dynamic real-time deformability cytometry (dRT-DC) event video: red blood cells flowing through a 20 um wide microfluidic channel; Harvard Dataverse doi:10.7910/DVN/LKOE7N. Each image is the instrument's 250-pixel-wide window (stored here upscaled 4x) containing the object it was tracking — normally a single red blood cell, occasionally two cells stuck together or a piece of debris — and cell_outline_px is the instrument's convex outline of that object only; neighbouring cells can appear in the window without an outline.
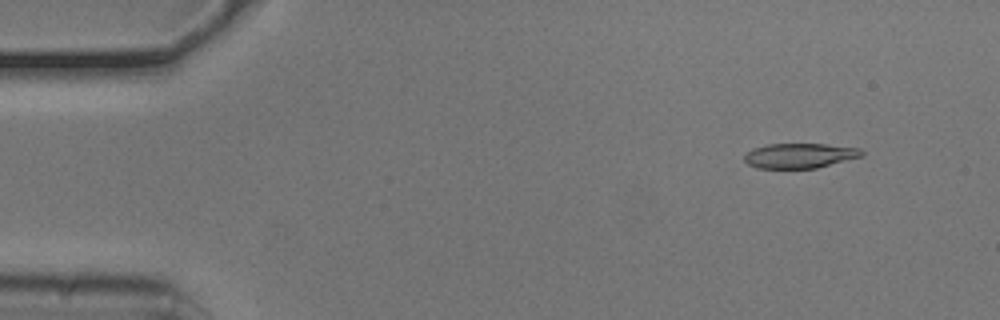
{"species": "common noctule bat (a hibernating species)", "species_latin": "Nyctalus noctula", "temperature_condition": "cold", "stored_images_in_passage": 43, "camera_frame_rate_fps": 3000, "um_per_image_px": 0.085, "animal": {"sex": "male", "body_mass_g": 20.5, "forearm_length_mm": 52.5}, "frame": {"image": 1, "passage_image": 5, "time_ms": 1.333, "image_size_px": [1000, 320], "cell_outline_px": [[864, 156], [816, 168], [756, 168], [748, 164], [744, 160], [744, 156], [752, 148], [768, 144], [824, 144], [860, 148], [864, 152]], "centroid_in_image_um": [67.98, 13.23], "position_along_channel_um": 17.0, "area_um2": 17.05}}
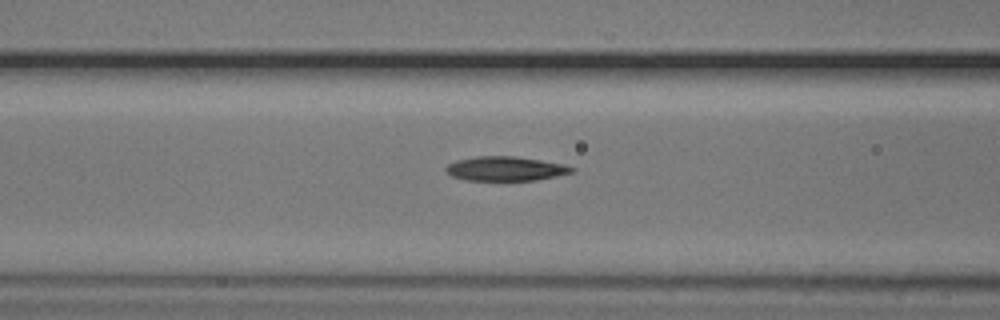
{"frame": {"image": 2, "passage_image": 21, "time_ms": 6.667, "image_size_px": [1000, 320], "cell_outline_px": [[576, 168], [572, 172], [556, 176], [536, 180], [464, 180], [452, 176], [444, 168], [448, 164], [456, 160], [476, 156], [512, 156], [540, 160], [564, 164]], "centroid_in_image_um": [42.95, 14.33], "position_along_channel_um": 123.6, "area_um2": 17.74}}
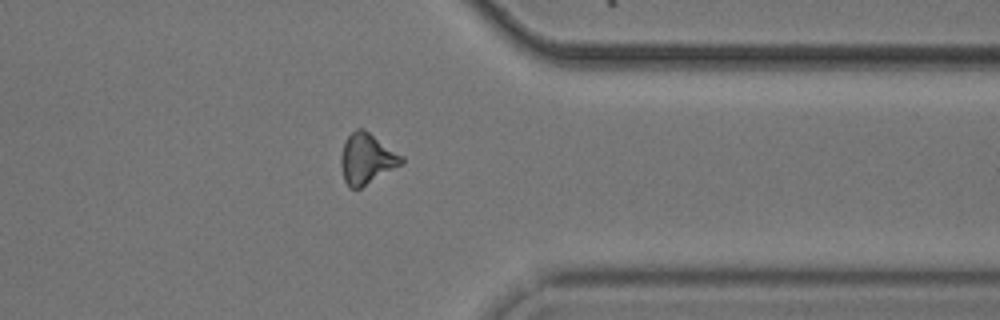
{"frame": {"image": 3, "passage_image": 42, "time_ms": 13.667, "image_size_px": [1000, 320], "cell_outline_px": [[404, 160], [400, 164], [360, 188], [348, 188], [344, 180], [340, 164], [340, 156], [344, 144], [348, 136], [356, 128], [364, 128], [404, 156]], "centroid_in_image_um": [31.15, 13.47], "position_along_channel_um": 380.3, "area_um2": 17.69}}